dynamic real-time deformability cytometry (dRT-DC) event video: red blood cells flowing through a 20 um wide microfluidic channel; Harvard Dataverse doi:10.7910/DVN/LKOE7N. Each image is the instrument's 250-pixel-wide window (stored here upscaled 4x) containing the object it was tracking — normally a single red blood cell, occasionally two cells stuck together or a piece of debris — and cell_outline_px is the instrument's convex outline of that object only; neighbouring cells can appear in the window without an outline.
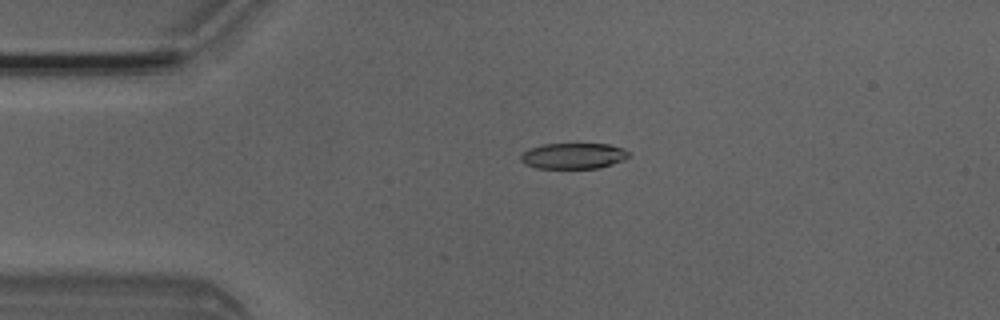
{"species": "Egyptian fruit bat (a non-hibernating species)", "species_latin": "Rousettus aegyptiacus", "temperature_condition": "room temperature", "stored_images_in_passage": 1, "camera_frame_rate_fps": 3000, "um_per_image_px": 0.085, "animal": {"sex": "male"}, "frame": {"image": 1, "passage_image": 1, "time_ms": 0.0, "image_size_px": [1000, 320], "cell_outline_px": [[632, 156], [624, 160], [600, 168], [536, 168], [524, 164], [520, 160], [520, 156], [528, 148], [544, 144], [608, 144], [624, 148]], "centroid_in_image_um": [48.75, 13.25], "position_along_channel_um": 36.2, "area_um2": 16.42}}